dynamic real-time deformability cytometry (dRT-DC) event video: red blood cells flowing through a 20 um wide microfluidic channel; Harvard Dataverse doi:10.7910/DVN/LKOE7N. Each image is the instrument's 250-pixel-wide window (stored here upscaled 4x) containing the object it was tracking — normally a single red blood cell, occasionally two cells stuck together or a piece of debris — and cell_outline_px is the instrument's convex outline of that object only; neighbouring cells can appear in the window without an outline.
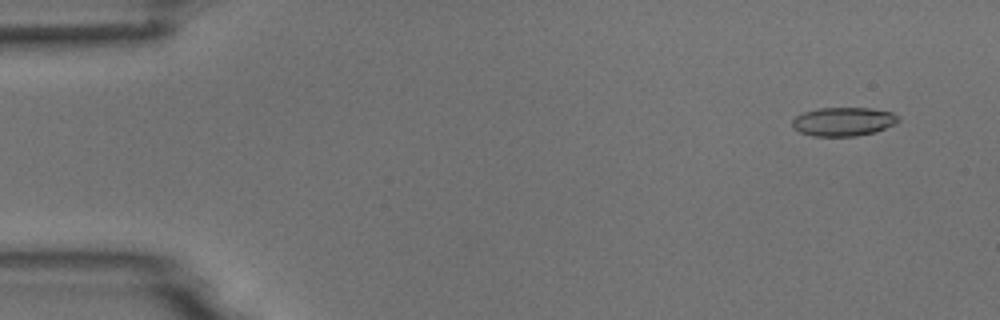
{"species": "common noctule bat (a hibernating species)", "species_latin": "Nyctalus noctula", "temperature_condition": "room temperature", "stored_images_in_passage": 6, "segment_of_instrument_passage": [2, 2], "camera_frame_rate_fps": 3000, "um_per_image_px": 0.085, "animal": {"sex": "male", "body_mass_g": 18.8}, "frame": {"image": 1, "passage_image": 6, "time_ms": 5.667, "image_size_px": [1000, 320], "cell_outline_px": [[900, 120], [896, 124], [876, 132], [856, 136], [812, 136], [800, 132], [792, 128], [792, 120], [796, 116], [804, 112], [816, 108], [872, 108], [892, 112], [900, 116]], "centroid_in_image_um": [71.71, 10.33], "position_along_channel_um": 13.3, "area_um2": 18.03}}